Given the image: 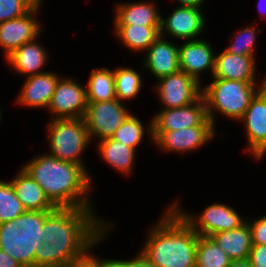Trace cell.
Instances as JSON below:
<instances>
[{
    "label": "cell",
    "mask_w": 266,
    "mask_h": 267,
    "mask_svg": "<svg viewBox=\"0 0 266 267\" xmlns=\"http://www.w3.org/2000/svg\"><path fill=\"white\" fill-rule=\"evenodd\" d=\"M94 216L91 208L56 207L45 219L35 267H67L82 257L107 231Z\"/></svg>",
    "instance_id": "cell-1"
},
{
    "label": "cell",
    "mask_w": 266,
    "mask_h": 267,
    "mask_svg": "<svg viewBox=\"0 0 266 267\" xmlns=\"http://www.w3.org/2000/svg\"><path fill=\"white\" fill-rule=\"evenodd\" d=\"M23 169L56 207L92 208L86 196L91 180L82 166L48 153L32 159Z\"/></svg>",
    "instance_id": "cell-2"
},
{
    "label": "cell",
    "mask_w": 266,
    "mask_h": 267,
    "mask_svg": "<svg viewBox=\"0 0 266 267\" xmlns=\"http://www.w3.org/2000/svg\"><path fill=\"white\" fill-rule=\"evenodd\" d=\"M148 237L142 253L156 267H196L198 234L172 206Z\"/></svg>",
    "instance_id": "cell-3"
},
{
    "label": "cell",
    "mask_w": 266,
    "mask_h": 267,
    "mask_svg": "<svg viewBox=\"0 0 266 267\" xmlns=\"http://www.w3.org/2000/svg\"><path fill=\"white\" fill-rule=\"evenodd\" d=\"M52 211H25L0 223V249L23 267H35L36 249L43 244V225Z\"/></svg>",
    "instance_id": "cell-4"
},
{
    "label": "cell",
    "mask_w": 266,
    "mask_h": 267,
    "mask_svg": "<svg viewBox=\"0 0 266 267\" xmlns=\"http://www.w3.org/2000/svg\"><path fill=\"white\" fill-rule=\"evenodd\" d=\"M256 84L237 80L214 78L205 88H202L207 116L215 124L213 109L232 119H241L256 95Z\"/></svg>",
    "instance_id": "cell-5"
},
{
    "label": "cell",
    "mask_w": 266,
    "mask_h": 267,
    "mask_svg": "<svg viewBox=\"0 0 266 267\" xmlns=\"http://www.w3.org/2000/svg\"><path fill=\"white\" fill-rule=\"evenodd\" d=\"M50 155L66 162L84 164L82 151L90 142L84 118H54L49 125Z\"/></svg>",
    "instance_id": "cell-6"
},
{
    "label": "cell",
    "mask_w": 266,
    "mask_h": 267,
    "mask_svg": "<svg viewBox=\"0 0 266 267\" xmlns=\"http://www.w3.org/2000/svg\"><path fill=\"white\" fill-rule=\"evenodd\" d=\"M129 115L118 99L87 102L83 118L90 140L92 136L98 137L100 141L111 138Z\"/></svg>",
    "instance_id": "cell-7"
},
{
    "label": "cell",
    "mask_w": 266,
    "mask_h": 267,
    "mask_svg": "<svg viewBox=\"0 0 266 267\" xmlns=\"http://www.w3.org/2000/svg\"><path fill=\"white\" fill-rule=\"evenodd\" d=\"M172 207L198 235L204 237H210L222 231L237 229L246 223L234 209L224 204L210 205L205 208L197 220L193 216L180 211L178 203H175Z\"/></svg>",
    "instance_id": "cell-8"
},
{
    "label": "cell",
    "mask_w": 266,
    "mask_h": 267,
    "mask_svg": "<svg viewBox=\"0 0 266 267\" xmlns=\"http://www.w3.org/2000/svg\"><path fill=\"white\" fill-rule=\"evenodd\" d=\"M159 81L156 90L165 109L191 105L202 95L200 82L181 70L161 77Z\"/></svg>",
    "instance_id": "cell-9"
},
{
    "label": "cell",
    "mask_w": 266,
    "mask_h": 267,
    "mask_svg": "<svg viewBox=\"0 0 266 267\" xmlns=\"http://www.w3.org/2000/svg\"><path fill=\"white\" fill-rule=\"evenodd\" d=\"M208 119L205 101L201 96L191 105L160 111L148 125L149 135L152 137L151 132H165L201 126Z\"/></svg>",
    "instance_id": "cell-10"
},
{
    "label": "cell",
    "mask_w": 266,
    "mask_h": 267,
    "mask_svg": "<svg viewBox=\"0 0 266 267\" xmlns=\"http://www.w3.org/2000/svg\"><path fill=\"white\" fill-rule=\"evenodd\" d=\"M87 106L86 88L71 79H58L48 106L58 118H83Z\"/></svg>",
    "instance_id": "cell-11"
},
{
    "label": "cell",
    "mask_w": 266,
    "mask_h": 267,
    "mask_svg": "<svg viewBox=\"0 0 266 267\" xmlns=\"http://www.w3.org/2000/svg\"><path fill=\"white\" fill-rule=\"evenodd\" d=\"M213 122L208 119L201 126H193L165 132H151L154 144L168 151L187 152L197 149L214 136Z\"/></svg>",
    "instance_id": "cell-12"
},
{
    "label": "cell",
    "mask_w": 266,
    "mask_h": 267,
    "mask_svg": "<svg viewBox=\"0 0 266 267\" xmlns=\"http://www.w3.org/2000/svg\"><path fill=\"white\" fill-rule=\"evenodd\" d=\"M40 3L41 0L22 17L0 23V47L6 50V57L26 42L37 39L41 25L34 16Z\"/></svg>",
    "instance_id": "cell-13"
},
{
    "label": "cell",
    "mask_w": 266,
    "mask_h": 267,
    "mask_svg": "<svg viewBox=\"0 0 266 267\" xmlns=\"http://www.w3.org/2000/svg\"><path fill=\"white\" fill-rule=\"evenodd\" d=\"M245 122L248 150L258 160L266 153V91L260 87L241 118Z\"/></svg>",
    "instance_id": "cell-14"
},
{
    "label": "cell",
    "mask_w": 266,
    "mask_h": 267,
    "mask_svg": "<svg viewBox=\"0 0 266 267\" xmlns=\"http://www.w3.org/2000/svg\"><path fill=\"white\" fill-rule=\"evenodd\" d=\"M205 27L200 8L180 6L167 19H161L160 36L168 32L171 36L189 41L197 37Z\"/></svg>",
    "instance_id": "cell-15"
},
{
    "label": "cell",
    "mask_w": 266,
    "mask_h": 267,
    "mask_svg": "<svg viewBox=\"0 0 266 267\" xmlns=\"http://www.w3.org/2000/svg\"><path fill=\"white\" fill-rule=\"evenodd\" d=\"M209 43L203 40H190L178 47L179 68L200 82V72L215 67V55Z\"/></svg>",
    "instance_id": "cell-16"
},
{
    "label": "cell",
    "mask_w": 266,
    "mask_h": 267,
    "mask_svg": "<svg viewBox=\"0 0 266 267\" xmlns=\"http://www.w3.org/2000/svg\"><path fill=\"white\" fill-rule=\"evenodd\" d=\"M255 58L223 51L215 56L213 78L255 83Z\"/></svg>",
    "instance_id": "cell-17"
},
{
    "label": "cell",
    "mask_w": 266,
    "mask_h": 267,
    "mask_svg": "<svg viewBox=\"0 0 266 267\" xmlns=\"http://www.w3.org/2000/svg\"><path fill=\"white\" fill-rule=\"evenodd\" d=\"M59 76L54 73L44 72L27 77L18 103L30 107L48 108Z\"/></svg>",
    "instance_id": "cell-18"
},
{
    "label": "cell",
    "mask_w": 266,
    "mask_h": 267,
    "mask_svg": "<svg viewBox=\"0 0 266 267\" xmlns=\"http://www.w3.org/2000/svg\"><path fill=\"white\" fill-rule=\"evenodd\" d=\"M159 36L146 50L145 67L158 79L180 70L178 47Z\"/></svg>",
    "instance_id": "cell-19"
},
{
    "label": "cell",
    "mask_w": 266,
    "mask_h": 267,
    "mask_svg": "<svg viewBox=\"0 0 266 267\" xmlns=\"http://www.w3.org/2000/svg\"><path fill=\"white\" fill-rule=\"evenodd\" d=\"M10 182L26 211H53L56 208L42 187L23 168Z\"/></svg>",
    "instance_id": "cell-20"
},
{
    "label": "cell",
    "mask_w": 266,
    "mask_h": 267,
    "mask_svg": "<svg viewBox=\"0 0 266 267\" xmlns=\"http://www.w3.org/2000/svg\"><path fill=\"white\" fill-rule=\"evenodd\" d=\"M36 39L26 42L7 56L8 62L20 74L29 76L41 74L45 65L47 54L41 45L35 43Z\"/></svg>",
    "instance_id": "cell-21"
},
{
    "label": "cell",
    "mask_w": 266,
    "mask_h": 267,
    "mask_svg": "<svg viewBox=\"0 0 266 267\" xmlns=\"http://www.w3.org/2000/svg\"><path fill=\"white\" fill-rule=\"evenodd\" d=\"M210 237L224 250L231 260L248 258L253 245L248 223L237 229L215 233Z\"/></svg>",
    "instance_id": "cell-22"
},
{
    "label": "cell",
    "mask_w": 266,
    "mask_h": 267,
    "mask_svg": "<svg viewBox=\"0 0 266 267\" xmlns=\"http://www.w3.org/2000/svg\"><path fill=\"white\" fill-rule=\"evenodd\" d=\"M114 25L161 26V15L153 3L138 2L116 7Z\"/></svg>",
    "instance_id": "cell-23"
},
{
    "label": "cell",
    "mask_w": 266,
    "mask_h": 267,
    "mask_svg": "<svg viewBox=\"0 0 266 267\" xmlns=\"http://www.w3.org/2000/svg\"><path fill=\"white\" fill-rule=\"evenodd\" d=\"M161 26L115 25L116 35L134 51H145L160 36Z\"/></svg>",
    "instance_id": "cell-24"
},
{
    "label": "cell",
    "mask_w": 266,
    "mask_h": 267,
    "mask_svg": "<svg viewBox=\"0 0 266 267\" xmlns=\"http://www.w3.org/2000/svg\"><path fill=\"white\" fill-rule=\"evenodd\" d=\"M135 152L136 150L134 148L128 147L112 138H107L99 142V153L102 159L110 164L111 167L126 174H129L133 167Z\"/></svg>",
    "instance_id": "cell-25"
},
{
    "label": "cell",
    "mask_w": 266,
    "mask_h": 267,
    "mask_svg": "<svg viewBox=\"0 0 266 267\" xmlns=\"http://www.w3.org/2000/svg\"><path fill=\"white\" fill-rule=\"evenodd\" d=\"M87 86V102H102L117 99L114 71H110L107 68H101L100 70L94 69L91 72Z\"/></svg>",
    "instance_id": "cell-26"
},
{
    "label": "cell",
    "mask_w": 266,
    "mask_h": 267,
    "mask_svg": "<svg viewBox=\"0 0 266 267\" xmlns=\"http://www.w3.org/2000/svg\"><path fill=\"white\" fill-rule=\"evenodd\" d=\"M196 267H227L231 261L224 250L211 238L198 235Z\"/></svg>",
    "instance_id": "cell-27"
},
{
    "label": "cell",
    "mask_w": 266,
    "mask_h": 267,
    "mask_svg": "<svg viewBox=\"0 0 266 267\" xmlns=\"http://www.w3.org/2000/svg\"><path fill=\"white\" fill-rule=\"evenodd\" d=\"M114 79L116 98L119 101L136 97L142 86L140 75L130 68L115 70Z\"/></svg>",
    "instance_id": "cell-28"
},
{
    "label": "cell",
    "mask_w": 266,
    "mask_h": 267,
    "mask_svg": "<svg viewBox=\"0 0 266 267\" xmlns=\"http://www.w3.org/2000/svg\"><path fill=\"white\" fill-rule=\"evenodd\" d=\"M25 211L11 182L0 181V223L13 220Z\"/></svg>",
    "instance_id": "cell-29"
},
{
    "label": "cell",
    "mask_w": 266,
    "mask_h": 267,
    "mask_svg": "<svg viewBox=\"0 0 266 267\" xmlns=\"http://www.w3.org/2000/svg\"><path fill=\"white\" fill-rule=\"evenodd\" d=\"M143 135L144 129L142 123L139 119L130 114L122 125L114 132L111 138L136 150Z\"/></svg>",
    "instance_id": "cell-30"
},
{
    "label": "cell",
    "mask_w": 266,
    "mask_h": 267,
    "mask_svg": "<svg viewBox=\"0 0 266 267\" xmlns=\"http://www.w3.org/2000/svg\"><path fill=\"white\" fill-rule=\"evenodd\" d=\"M40 0H0V23L22 17Z\"/></svg>",
    "instance_id": "cell-31"
},
{
    "label": "cell",
    "mask_w": 266,
    "mask_h": 267,
    "mask_svg": "<svg viewBox=\"0 0 266 267\" xmlns=\"http://www.w3.org/2000/svg\"><path fill=\"white\" fill-rule=\"evenodd\" d=\"M255 27H246L239 31V34H236V39L232 45L228 46L226 51L244 56H253L254 57V42L256 40V31Z\"/></svg>",
    "instance_id": "cell-32"
},
{
    "label": "cell",
    "mask_w": 266,
    "mask_h": 267,
    "mask_svg": "<svg viewBox=\"0 0 266 267\" xmlns=\"http://www.w3.org/2000/svg\"><path fill=\"white\" fill-rule=\"evenodd\" d=\"M246 222L251 230L252 244L266 245V216H262L255 222Z\"/></svg>",
    "instance_id": "cell-33"
},
{
    "label": "cell",
    "mask_w": 266,
    "mask_h": 267,
    "mask_svg": "<svg viewBox=\"0 0 266 267\" xmlns=\"http://www.w3.org/2000/svg\"><path fill=\"white\" fill-rule=\"evenodd\" d=\"M248 260L252 267H266V245L253 244Z\"/></svg>",
    "instance_id": "cell-34"
},
{
    "label": "cell",
    "mask_w": 266,
    "mask_h": 267,
    "mask_svg": "<svg viewBox=\"0 0 266 267\" xmlns=\"http://www.w3.org/2000/svg\"><path fill=\"white\" fill-rule=\"evenodd\" d=\"M67 267H101L98 257H94L87 251L82 257L75 259Z\"/></svg>",
    "instance_id": "cell-35"
},
{
    "label": "cell",
    "mask_w": 266,
    "mask_h": 267,
    "mask_svg": "<svg viewBox=\"0 0 266 267\" xmlns=\"http://www.w3.org/2000/svg\"><path fill=\"white\" fill-rule=\"evenodd\" d=\"M125 267H156L149 259L140 252L139 256L135 259L125 261Z\"/></svg>",
    "instance_id": "cell-36"
},
{
    "label": "cell",
    "mask_w": 266,
    "mask_h": 267,
    "mask_svg": "<svg viewBox=\"0 0 266 267\" xmlns=\"http://www.w3.org/2000/svg\"><path fill=\"white\" fill-rule=\"evenodd\" d=\"M0 267H23L17 260L0 249Z\"/></svg>",
    "instance_id": "cell-37"
},
{
    "label": "cell",
    "mask_w": 266,
    "mask_h": 267,
    "mask_svg": "<svg viewBox=\"0 0 266 267\" xmlns=\"http://www.w3.org/2000/svg\"><path fill=\"white\" fill-rule=\"evenodd\" d=\"M101 267H125V260H99Z\"/></svg>",
    "instance_id": "cell-38"
},
{
    "label": "cell",
    "mask_w": 266,
    "mask_h": 267,
    "mask_svg": "<svg viewBox=\"0 0 266 267\" xmlns=\"http://www.w3.org/2000/svg\"><path fill=\"white\" fill-rule=\"evenodd\" d=\"M181 6L200 8L205 0H178Z\"/></svg>",
    "instance_id": "cell-39"
},
{
    "label": "cell",
    "mask_w": 266,
    "mask_h": 267,
    "mask_svg": "<svg viewBox=\"0 0 266 267\" xmlns=\"http://www.w3.org/2000/svg\"><path fill=\"white\" fill-rule=\"evenodd\" d=\"M227 267H252L248 258L239 259V260H231Z\"/></svg>",
    "instance_id": "cell-40"
},
{
    "label": "cell",
    "mask_w": 266,
    "mask_h": 267,
    "mask_svg": "<svg viewBox=\"0 0 266 267\" xmlns=\"http://www.w3.org/2000/svg\"><path fill=\"white\" fill-rule=\"evenodd\" d=\"M265 91H266V78L262 82V85H260Z\"/></svg>",
    "instance_id": "cell-41"
}]
</instances>
